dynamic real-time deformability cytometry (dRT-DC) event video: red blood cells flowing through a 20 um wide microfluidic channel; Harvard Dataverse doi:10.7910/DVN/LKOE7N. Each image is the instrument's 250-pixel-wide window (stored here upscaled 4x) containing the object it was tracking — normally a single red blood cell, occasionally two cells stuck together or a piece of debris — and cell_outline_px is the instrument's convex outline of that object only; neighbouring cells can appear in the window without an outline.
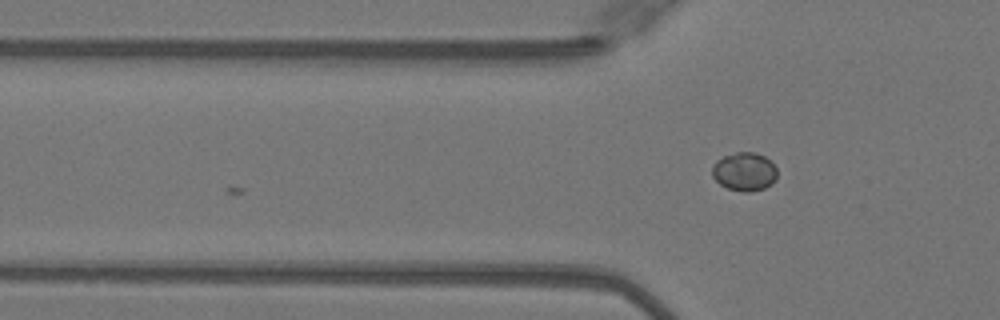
{"species": "Egyptian fruit bat (a non-hibernating species)", "species_latin": "Rousettus aegyptiacus", "temperature_condition": "warm", "stored_images_in_passage": 3, "camera_frame_rate_fps": 3000, "um_per_image_px": 0.085, "animal": {"sex": "female"}, "frame": {"image": 1, "passage_image": 3, "time_ms": 0.667, "image_size_px": [1000, 320], "cell_outline_px": [[776, 180], [772, 184], [764, 188], [752, 192], [744, 192], [728, 188], [720, 184], [712, 176], [712, 168], [716, 160], [724, 156], [736, 152], [756, 152], [764, 156], [776, 168]], "centroid_in_image_um": [63.27, 14.59], "position_along_channel_um": 62.5, "area_um2": 14.57}}